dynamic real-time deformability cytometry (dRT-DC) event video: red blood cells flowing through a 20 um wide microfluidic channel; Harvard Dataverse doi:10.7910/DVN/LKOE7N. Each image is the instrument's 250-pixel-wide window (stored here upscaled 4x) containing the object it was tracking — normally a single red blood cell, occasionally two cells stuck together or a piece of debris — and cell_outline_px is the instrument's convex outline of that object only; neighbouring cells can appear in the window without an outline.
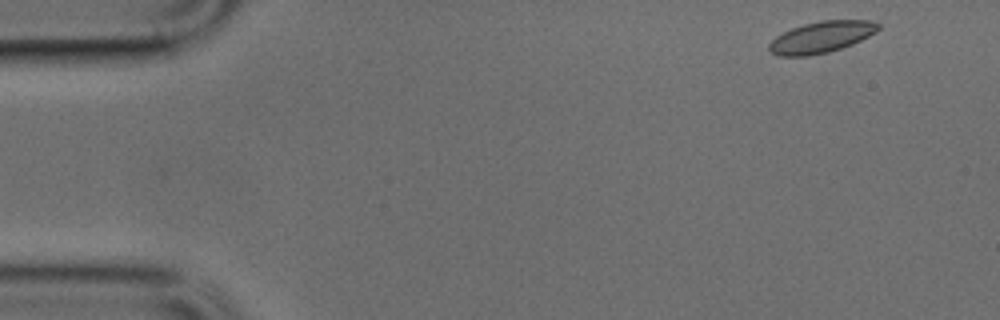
{"species": "common noctule bat (a hibernating species)", "species_latin": "Nyctalus noctula", "temperature_condition": "cold", "stored_images_in_passage": 48, "camera_frame_rate_fps": 3000, "um_per_image_px": 0.085, "animal": {"sex": "male", "body_mass_g": 17.9, "forearm_length_mm": 54.2}, "frame": {"image": 1, "passage_image": 2, "time_ms": 0.333, "image_size_px": [1000, 320], "cell_outline_px": [[880, 28], [876, 32], [852, 44], [828, 52], [808, 56], [780, 56], [772, 52], [768, 48], [768, 44], [776, 36], [792, 28], [804, 24], [820, 20], [872, 20], [880, 24]], "centroid_in_image_um": [69.82, 3.14], "position_along_channel_um": 15.2, "area_um2": 19.88}}
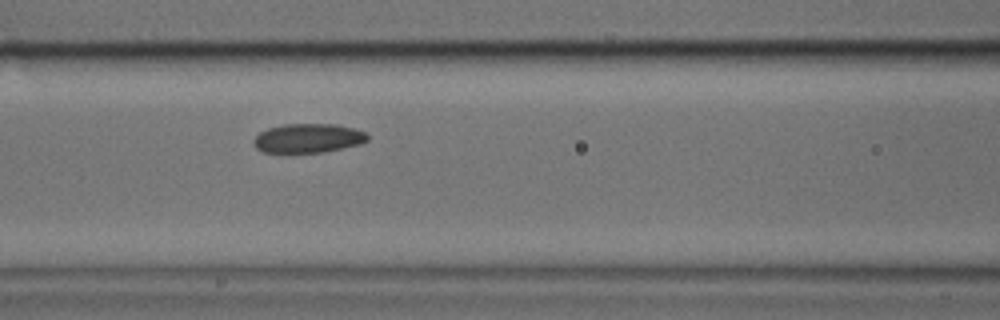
{"frame": {"image": 2, "passage_image": 19, "time_ms": 6.0, "image_size_px": [1000, 320], "cell_outline_px": [[368, 140], [360, 144], [324, 152], [264, 152], [256, 148], [252, 140], [260, 132], [268, 128], [284, 124], [336, 124], [352, 128], [364, 132], [368, 136]], "centroid_in_image_um": [26.17, 11.74], "position_along_channel_um": 140.4, "area_um2": 19.19}}
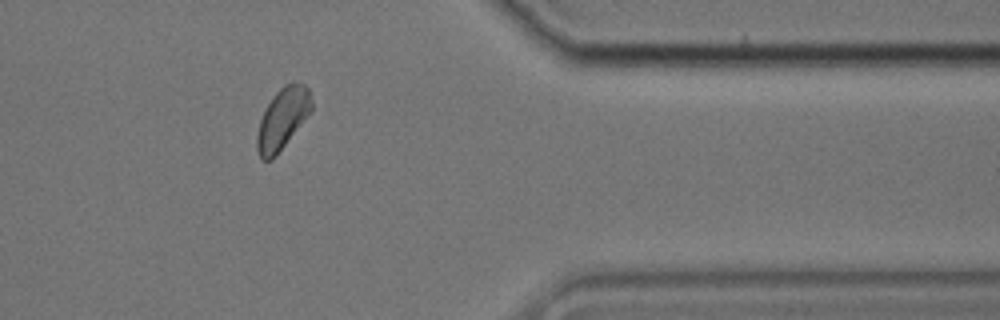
{"frame": {"image": 3, "passage_image": 39, "time_ms": 12.667, "image_size_px": [1000, 320], "cell_outline_px": [[312, 112], [276, 156], [272, 160], [260, 160], [256, 148], [256, 136], [260, 120], [268, 104], [276, 92], [284, 84], [292, 80], [304, 84], [308, 88], [312, 100]], "centroid_in_image_um": [24.03, 10.09], "position_along_channel_um": 387.4, "area_um2": 19.77}}